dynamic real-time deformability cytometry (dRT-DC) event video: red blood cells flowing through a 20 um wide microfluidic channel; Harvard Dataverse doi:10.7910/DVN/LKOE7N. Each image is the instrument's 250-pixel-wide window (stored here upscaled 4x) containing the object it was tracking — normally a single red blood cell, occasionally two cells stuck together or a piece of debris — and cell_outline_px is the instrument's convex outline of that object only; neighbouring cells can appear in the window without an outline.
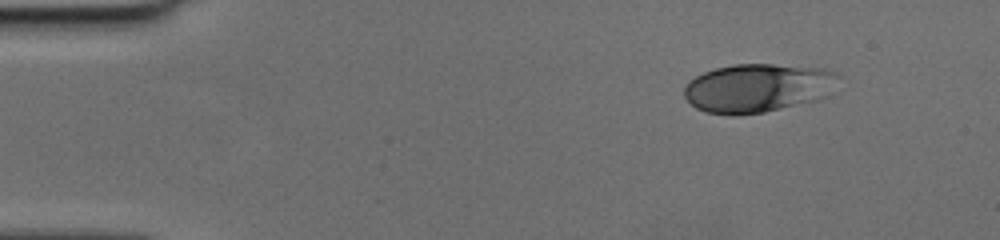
{"species": "human", "species_latin": "Homo sapiens", "temperature_condition": "cold", "stored_images_in_passage": 45, "camera_frame_rate_fps": 3000, "um_per_image_px": 0.085, "donor": {"sex": "female"}, "frame": {"image": 1, "passage_image": 1, "time_ms": 0.0, "image_size_px": [1000, 240], "cell_outline_px": [[840, 76], [828, 96], [816, 100], [764, 112], [708, 112], [696, 108], [684, 96], [684, 88], [688, 80], [704, 72], [716, 68], [736, 64], [772, 64], [820, 68], [836, 72]], "centroid_in_image_um": [64.44, 7.43], "position_along_channel_um": 20.6, "area_um2": 42.89}}
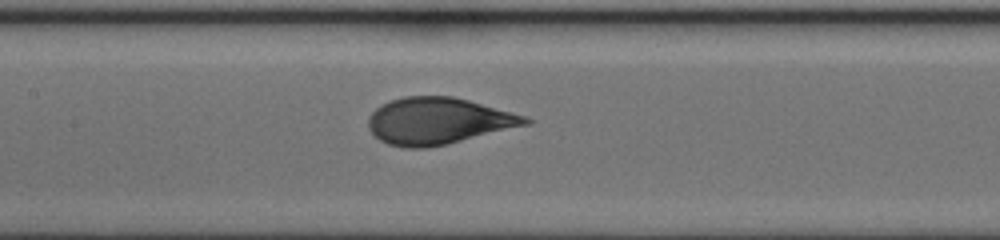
{"frame": {"image": 2, "passage_image": 19, "time_ms": 6.0, "image_size_px": [1000, 240], "cell_outline_px": [[532, 124], [448, 144], [424, 148], [404, 148], [388, 144], [380, 140], [368, 128], [368, 116], [380, 104], [404, 96], [452, 96], [468, 100], [524, 116], [532, 120]], "centroid_in_image_um": [37.23, 10.29], "position_along_channel_um": 170.2, "area_um2": 42.71}}
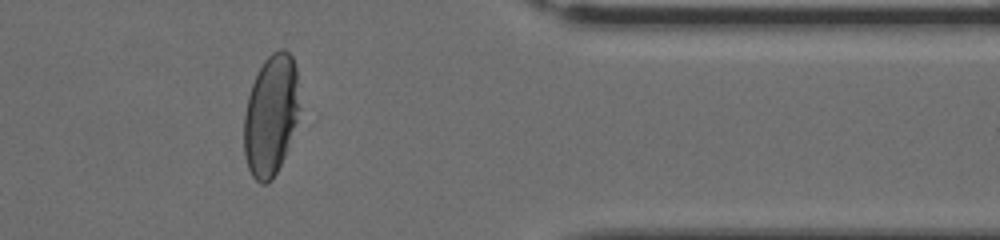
{"frame": {"image": 3, "passage_image": 36, "time_ms": 11.667, "image_size_px": [1000, 240], "cell_outline_px": [[300, 108], [288, 148], [272, 180], [268, 184], [260, 184], [252, 176], [248, 168], [244, 156], [244, 112], [248, 96], [252, 84], [264, 60], [272, 52], [280, 48], [284, 48], [292, 56], [296, 68]], "centroid_in_image_um": [23.02, 9.8], "position_along_channel_um": 388.4, "area_um2": 39.3}}